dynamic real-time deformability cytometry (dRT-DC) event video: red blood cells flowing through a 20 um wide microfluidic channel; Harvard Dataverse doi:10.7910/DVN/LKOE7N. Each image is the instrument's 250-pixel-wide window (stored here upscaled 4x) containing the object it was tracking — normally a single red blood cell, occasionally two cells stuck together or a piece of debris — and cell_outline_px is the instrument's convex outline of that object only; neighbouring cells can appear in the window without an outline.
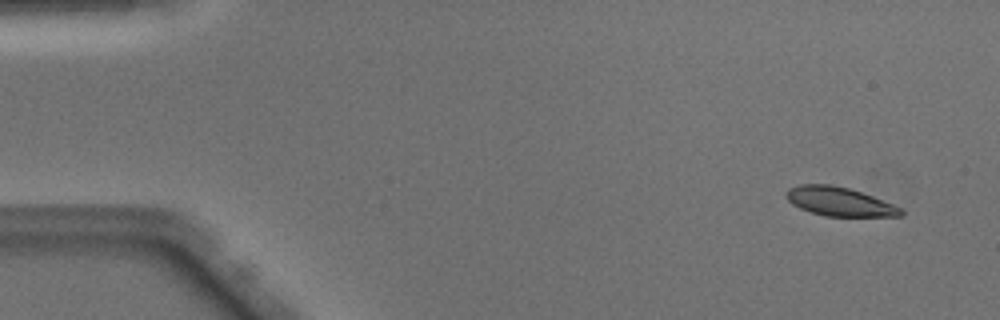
{"species": "Egyptian fruit bat (a non-hibernating species)", "species_latin": "Rousettus aegyptiacus", "temperature_condition": "warm", "stored_images_in_passage": 47, "camera_frame_rate_fps": 3000, "um_per_image_px": 0.085, "animal": {"sex": "male"}, "frame": {"image": 1, "passage_image": 1, "time_ms": 0.0, "image_size_px": [1000, 320], "cell_outline_px": [[904, 212], [900, 216], [824, 216], [800, 208], [792, 204], [788, 200], [784, 192], [788, 188], [800, 184], [832, 184], [848, 188], [872, 196], [892, 204], [900, 208]], "centroid_in_image_um": [71.29, 17.12], "position_along_channel_um": 13.7, "area_um2": 19.13}}
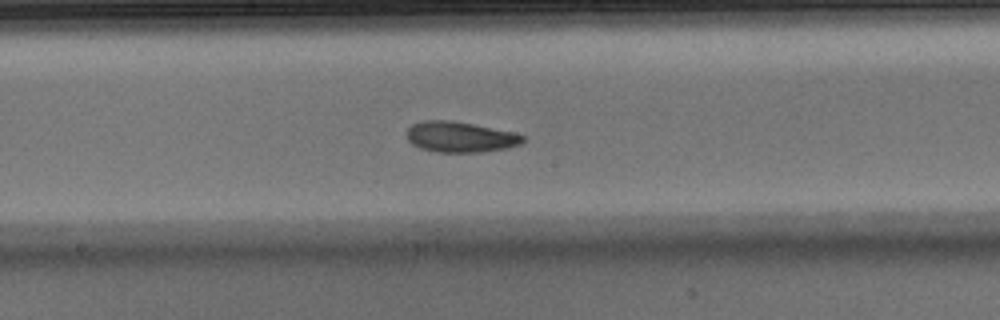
{"frame": {"image": 2, "passage_image": 24, "time_ms": 7.667, "image_size_px": [1000, 320], "cell_outline_px": [[524, 140], [520, 144], [508, 148], [480, 152], [436, 152], [420, 148], [412, 144], [408, 140], [408, 128], [412, 124], [420, 120], [452, 120], [512, 132], [524, 136]], "centroid_in_image_um": [39.09, 11.64], "position_along_channel_um": 209.1, "area_um2": 20.63}}
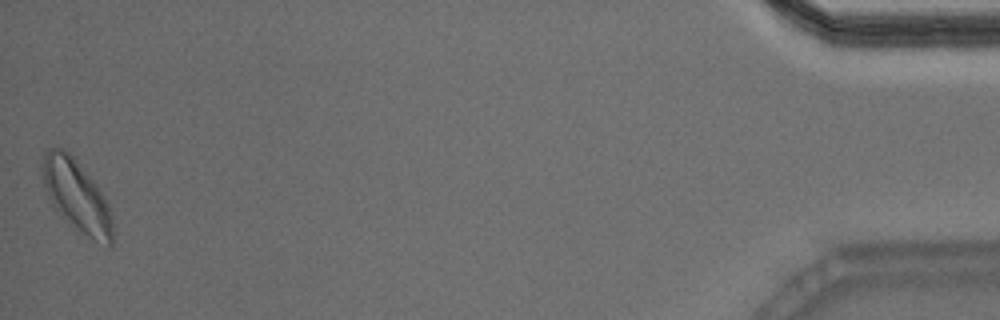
{"frame": {"image": 3, "passage_image": 47, "time_ms": 15.333, "image_size_px": [1000, 320], "cell_outline_px": [[112, 248], [108, 248], [92, 240], [68, 224], [64, 220], [52, 204], [44, 188], [40, 168], [40, 164], [44, 152], [48, 148], [64, 148], [76, 160], [96, 184], [104, 196], [108, 204], [112, 216]], "centroid_in_image_um": [6.49, 16.67], "position_along_channel_um": 428.7, "area_um2": 29.82}, "authors_computed_cell_mechanics": {"area_um2": 20.6924, "velocity_mm_per_s": 4.0675, "shape_relaxation_time_tau1_ms": 2.7485, "shape_relaxation_time_tau2_ms": 2.5894, "deformation_change_tau1": 0.1286, "deformation_change_tau2": 0.0934}}